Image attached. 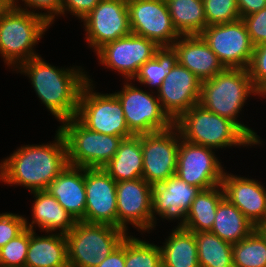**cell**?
Listing matches in <instances>:
<instances>
[{
	"label": "cell",
	"instance_id": "cell-1",
	"mask_svg": "<svg viewBox=\"0 0 266 267\" xmlns=\"http://www.w3.org/2000/svg\"><path fill=\"white\" fill-rule=\"evenodd\" d=\"M0 163L4 183L26 187L30 192L46 190L68 165L64 136L57 129L54 142L21 146Z\"/></svg>",
	"mask_w": 266,
	"mask_h": 267
},
{
	"label": "cell",
	"instance_id": "cell-2",
	"mask_svg": "<svg viewBox=\"0 0 266 267\" xmlns=\"http://www.w3.org/2000/svg\"><path fill=\"white\" fill-rule=\"evenodd\" d=\"M76 67L58 69L37 56L23 62L15 71L30 78L39 100L59 122H63L76 117L79 95L88 81V74L80 66Z\"/></svg>",
	"mask_w": 266,
	"mask_h": 267
},
{
	"label": "cell",
	"instance_id": "cell-3",
	"mask_svg": "<svg viewBox=\"0 0 266 267\" xmlns=\"http://www.w3.org/2000/svg\"><path fill=\"white\" fill-rule=\"evenodd\" d=\"M251 94L259 91L253 86L248 69L225 68L210 79L201 82L199 103L203 108L234 121L256 144L261 138L248 126L237 120L238 113ZM260 138V139H259Z\"/></svg>",
	"mask_w": 266,
	"mask_h": 267
},
{
	"label": "cell",
	"instance_id": "cell-4",
	"mask_svg": "<svg viewBox=\"0 0 266 267\" xmlns=\"http://www.w3.org/2000/svg\"><path fill=\"white\" fill-rule=\"evenodd\" d=\"M174 126L181 139L214 150L257 145L234 121L212 113L200 104L182 114Z\"/></svg>",
	"mask_w": 266,
	"mask_h": 267
},
{
	"label": "cell",
	"instance_id": "cell-5",
	"mask_svg": "<svg viewBox=\"0 0 266 267\" xmlns=\"http://www.w3.org/2000/svg\"><path fill=\"white\" fill-rule=\"evenodd\" d=\"M49 26L41 16L11 4L0 16V54L4 63L16 69L23 62L40 56L33 48Z\"/></svg>",
	"mask_w": 266,
	"mask_h": 267
},
{
	"label": "cell",
	"instance_id": "cell-6",
	"mask_svg": "<svg viewBox=\"0 0 266 267\" xmlns=\"http://www.w3.org/2000/svg\"><path fill=\"white\" fill-rule=\"evenodd\" d=\"M127 235L112 225L76 221L66 234L69 267L98 266Z\"/></svg>",
	"mask_w": 266,
	"mask_h": 267
},
{
	"label": "cell",
	"instance_id": "cell-7",
	"mask_svg": "<svg viewBox=\"0 0 266 267\" xmlns=\"http://www.w3.org/2000/svg\"><path fill=\"white\" fill-rule=\"evenodd\" d=\"M58 127L67 147L68 164L82 168H103L116 154L123 137L86 128L76 117Z\"/></svg>",
	"mask_w": 266,
	"mask_h": 267
},
{
	"label": "cell",
	"instance_id": "cell-8",
	"mask_svg": "<svg viewBox=\"0 0 266 267\" xmlns=\"http://www.w3.org/2000/svg\"><path fill=\"white\" fill-rule=\"evenodd\" d=\"M83 85L76 118L88 129L102 134L128 138L129 131L121 103L113 93L95 92L93 81ZM94 91V92H93Z\"/></svg>",
	"mask_w": 266,
	"mask_h": 267
},
{
	"label": "cell",
	"instance_id": "cell-9",
	"mask_svg": "<svg viewBox=\"0 0 266 267\" xmlns=\"http://www.w3.org/2000/svg\"><path fill=\"white\" fill-rule=\"evenodd\" d=\"M128 80L114 92L121 103L127 127L133 135L151 134L170 129L174 122L164 112L156 92H144Z\"/></svg>",
	"mask_w": 266,
	"mask_h": 267
},
{
	"label": "cell",
	"instance_id": "cell-10",
	"mask_svg": "<svg viewBox=\"0 0 266 267\" xmlns=\"http://www.w3.org/2000/svg\"><path fill=\"white\" fill-rule=\"evenodd\" d=\"M224 68L248 69L254 45L242 19L207 26L200 34Z\"/></svg>",
	"mask_w": 266,
	"mask_h": 267
},
{
	"label": "cell",
	"instance_id": "cell-11",
	"mask_svg": "<svg viewBox=\"0 0 266 267\" xmlns=\"http://www.w3.org/2000/svg\"><path fill=\"white\" fill-rule=\"evenodd\" d=\"M127 7L131 33L154 41L162 49H170L181 36L165 0H127Z\"/></svg>",
	"mask_w": 266,
	"mask_h": 267
},
{
	"label": "cell",
	"instance_id": "cell-12",
	"mask_svg": "<svg viewBox=\"0 0 266 267\" xmlns=\"http://www.w3.org/2000/svg\"><path fill=\"white\" fill-rule=\"evenodd\" d=\"M180 140L181 135L174 125L165 131L141 135L142 178L148 184L153 186L176 175Z\"/></svg>",
	"mask_w": 266,
	"mask_h": 267
},
{
	"label": "cell",
	"instance_id": "cell-13",
	"mask_svg": "<svg viewBox=\"0 0 266 267\" xmlns=\"http://www.w3.org/2000/svg\"><path fill=\"white\" fill-rule=\"evenodd\" d=\"M161 50L154 41L130 33L105 44L96 54L102 65L121 73L126 81H131L140 67L152 60Z\"/></svg>",
	"mask_w": 266,
	"mask_h": 267
},
{
	"label": "cell",
	"instance_id": "cell-14",
	"mask_svg": "<svg viewBox=\"0 0 266 267\" xmlns=\"http://www.w3.org/2000/svg\"><path fill=\"white\" fill-rule=\"evenodd\" d=\"M81 21L86 41L95 53L105 44L131 33L127 0H101Z\"/></svg>",
	"mask_w": 266,
	"mask_h": 267
},
{
	"label": "cell",
	"instance_id": "cell-15",
	"mask_svg": "<svg viewBox=\"0 0 266 267\" xmlns=\"http://www.w3.org/2000/svg\"><path fill=\"white\" fill-rule=\"evenodd\" d=\"M212 148L180 140L176 176L202 190L220 185L225 173Z\"/></svg>",
	"mask_w": 266,
	"mask_h": 267
},
{
	"label": "cell",
	"instance_id": "cell-16",
	"mask_svg": "<svg viewBox=\"0 0 266 267\" xmlns=\"http://www.w3.org/2000/svg\"><path fill=\"white\" fill-rule=\"evenodd\" d=\"M152 187L143 178L116 183L118 228L126 233L127 224L142 232L154 229Z\"/></svg>",
	"mask_w": 266,
	"mask_h": 267
},
{
	"label": "cell",
	"instance_id": "cell-17",
	"mask_svg": "<svg viewBox=\"0 0 266 267\" xmlns=\"http://www.w3.org/2000/svg\"><path fill=\"white\" fill-rule=\"evenodd\" d=\"M201 82L176 60L171 64L156 96L162 109L173 122L199 103Z\"/></svg>",
	"mask_w": 266,
	"mask_h": 267
},
{
	"label": "cell",
	"instance_id": "cell-18",
	"mask_svg": "<svg viewBox=\"0 0 266 267\" xmlns=\"http://www.w3.org/2000/svg\"><path fill=\"white\" fill-rule=\"evenodd\" d=\"M116 181L103 168H85L83 222L118 227Z\"/></svg>",
	"mask_w": 266,
	"mask_h": 267
},
{
	"label": "cell",
	"instance_id": "cell-19",
	"mask_svg": "<svg viewBox=\"0 0 266 267\" xmlns=\"http://www.w3.org/2000/svg\"><path fill=\"white\" fill-rule=\"evenodd\" d=\"M201 188L189 185L178 176L173 175L162 183L152 187V219L156 226L155 213L166 220H178L177 227L185 224L187 212Z\"/></svg>",
	"mask_w": 266,
	"mask_h": 267
},
{
	"label": "cell",
	"instance_id": "cell-20",
	"mask_svg": "<svg viewBox=\"0 0 266 267\" xmlns=\"http://www.w3.org/2000/svg\"><path fill=\"white\" fill-rule=\"evenodd\" d=\"M224 197L235 205L256 227L266 214V188L255 179L224 173Z\"/></svg>",
	"mask_w": 266,
	"mask_h": 267
},
{
	"label": "cell",
	"instance_id": "cell-21",
	"mask_svg": "<svg viewBox=\"0 0 266 267\" xmlns=\"http://www.w3.org/2000/svg\"><path fill=\"white\" fill-rule=\"evenodd\" d=\"M169 50L181 66L201 81L210 79L225 69L200 35H181Z\"/></svg>",
	"mask_w": 266,
	"mask_h": 267
},
{
	"label": "cell",
	"instance_id": "cell-22",
	"mask_svg": "<svg viewBox=\"0 0 266 267\" xmlns=\"http://www.w3.org/2000/svg\"><path fill=\"white\" fill-rule=\"evenodd\" d=\"M76 220L85 216V168L68 164L46 189Z\"/></svg>",
	"mask_w": 266,
	"mask_h": 267
},
{
	"label": "cell",
	"instance_id": "cell-23",
	"mask_svg": "<svg viewBox=\"0 0 266 267\" xmlns=\"http://www.w3.org/2000/svg\"><path fill=\"white\" fill-rule=\"evenodd\" d=\"M34 203L32 207V222L28 224L25 219V228L34 231V224H37L46 233L66 235L74 227L76 220L57 202L47 190L33 191Z\"/></svg>",
	"mask_w": 266,
	"mask_h": 267
},
{
	"label": "cell",
	"instance_id": "cell-24",
	"mask_svg": "<svg viewBox=\"0 0 266 267\" xmlns=\"http://www.w3.org/2000/svg\"><path fill=\"white\" fill-rule=\"evenodd\" d=\"M35 231L30 230L25 267H69L66 235L36 236Z\"/></svg>",
	"mask_w": 266,
	"mask_h": 267
},
{
	"label": "cell",
	"instance_id": "cell-25",
	"mask_svg": "<svg viewBox=\"0 0 266 267\" xmlns=\"http://www.w3.org/2000/svg\"><path fill=\"white\" fill-rule=\"evenodd\" d=\"M103 169L116 182L142 178L143 154L141 135L123 138L116 154Z\"/></svg>",
	"mask_w": 266,
	"mask_h": 267
},
{
	"label": "cell",
	"instance_id": "cell-26",
	"mask_svg": "<svg viewBox=\"0 0 266 267\" xmlns=\"http://www.w3.org/2000/svg\"><path fill=\"white\" fill-rule=\"evenodd\" d=\"M255 229L256 226L226 197L220 200L210 232L234 244L248 237Z\"/></svg>",
	"mask_w": 266,
	"mask_h": 267
},
{
	"label": "cell",
	"instance_id": "cell-27",
	"mask_svg": "<svg viewBox=\"0 0 266 267\" xmlns=\"http://www.w3.org/2000/svg\"><path fill=\"white\" fill-rule=\"evenodd\" d=\"M160 246L162 267H200L195 233L176 227Z\"/></svg>",
	"mask_w": 266,
	"mask_h": 267
},
{
	"label": "cell",
	"instance_id": "cell-28",
	"mask_svg": "<svg viewBox=\"0 0 266 267\" xmlns=\"http://www.w3.org/2000/svg\"><path fill=\"white\" fill-rule=\"evenodd\" d=\"M223 197L224 190L221 184L201 190L193 200L182 227L194 233L211 231L216 209Z\"/></svg>",
	"mask_w": 266,
	"mask_h": 267
},
{
	"label": "cell",
	"instance_id": "cell-29",
	"mask_svg": "<svg viewBox=\"0 0 266 267\" xmlns=\"http://www.w3.org/2000/svg\"><path fill=\"white\" fill-rule=\"evenodd\" d=\"M173 25L181 35H199L206 27L203 0H165Z\"/></svg>",
	"mask_w": 266,
	"mask_h": 267
},
{
	"label": "cell",
	"instance_id": "cell-30",
	"mask_svg": "<svg viewBox=\"0 0 266 267\" xmlns=\"http://www.w3.org/2000/svg\"><path fill=\"white\" fill-rule=\"evenodd\" d=\"M200 267H234L232 244L214 233L195 232Z\"/></svg>",
	"mask_w": 266,
	"mask_h": 267
},
{
	"label": "cell",
	"instance_id": "cell-31",
	"mask_svg": "<svg viewBox=\"0 0 266 267\" xmlns=\"http://www.w3.org/2000/svg\"><path fill=\"white\" fill-rule=\"evenodd\" d=\"M232 253L234 267H266V239L257 229L232 244Z\"/></svg>",
	"mask_w": 266,
	"mask_h": 267
},
{
	"label": "cell",
	"instance_id": "cell-32",
	"mask_svg": "<svg viewBox=\"0 0 266 267\" xmlns=\"http://www.w3.org/2000/svg\"><path fill=\"white\" fill-rule=\"evenodd\" d=\"M125 267H162L160 246L127 235Z\"/></svg>",
	"mask_w": 266,
	"mask_h": 267
},
{
	"label": "cell",
	"instance_id": "cell-33",
	"mask_svg": "<svg viewBox=\"0 0 266 267\" xmlns=\"http://www.w3.org/2000/svg\"><path fill=\"white\" fill-rule=\"evenodd\" d=\"M174 61V54L169 49H162L152 60L140 67L133 80L137 79L140 84L156 87L155 89L158 90Z\"/></svg>",
	"mask_w": 266,
	"mask_h": 267
},
{
	"label": "cell",
	"instance_id": "cell-34",
	"mask_svg": "<svg viewBox=\"0 0 266 267\" xmlns=\"http://www.w3.org/2000/svg\"><path fill=\"white\" fill-rule=\"evenodd\" d=\"M29 242L30 229L25 228L0 248V267H25Z\"/></svg>",
	"mask_w": 266,
	"mask_h": 267
},
{
	"label": "cell",
	"instance_id": "cell-35",
	"mask_svg": "<svg viewBox=\"0 0 266 267\" xmlns=\"http://www.w3.org/2000/svg\"><path fill=\"white\" fill-rule=\"evenodd\" d=\"M207 26L241 19L237 0H203Z\"/></svg>",
	"mask_w": 266,
	"mask_h": 267
},
{
	"label": "cell",
	"instance_id": "cell-36",
	"mask_svg": "<svg viewBox=\"0 0 266 267\" xmlns=\"http://www.w3.org/2000/svg\"><path fill=\"white\" fill-rule=\"evenodd\" d=\"M248 72L253 86L260 91L266 85V43L254 46Z\"/></svg>",
	"mask_w": 266,
	"mask_h": 267
},
{
	"label": "cell",
	"instance_id": "cell-37",
	"mask_svg": "<svg viewBox=\"0 0 266 267\" xmlns=\"http://www.w3.org/2000/svg\"><path fill=\"white\" fill-rule=\"evenodd\" d=\"M18 1L19 0H12V5L20 10L28 11L41 16L49 25L55 21V16L61 15V0H22L24 5L26 4L24 8L18 4ZM26 7H29L30 10ZM31 8L33 9L32 11ZM34 9H44L47 11V13H35Z\"/></svg>",
	"mask_w": 266,
	"mask_h": 267
},
{
	"label": "cell",
	"instance_id": "cell-38",
	"mask_svg": "<svg viewBox=\"0 0 266 267\" xmlns=\"http://www.w3.org/2000/svg\"><path fill=\"white\" fill-rule=\"evenodd\" d=\"M25 217L13 213L0 214V248L25 229Z\"/></svg>",
	"mask_w": 266,
	"mask_h": 267
},
{
	"label": "cell",
	"instance_id": "cell-39",
	"mask_svg": "<svg viewBox=\"0 0 266 267\" xmlns=\"http://www.w3.org/2000/svg\"><path fill=\"white\" fill-rule=\"evenodd\" d=\"M250 40L254 46L266 43V7L251 15L244 16Z\"/></svg>",
	"mask_w": 266,
	"mask_h": 267
},
{
	"label": "cell",
	"instance_id": "cell-40",
	"mask_svg": "<svg viewBox=\"0 0 266 267\" xmlns=\"http://www.w3.org/2000/svg\"><path fill=\"white\" fill-rule=\"evenodd\" d=\"M101 0H61V15L69 11L83 20Z\"/></svg>",
	"mask_w": 266,
	"mask_h": 267
},
{
	"label": "cell",
	"instance_id": "cell-41",
	"mask_svg": "<svg viewBox=\"0 0 266 267\" xmlns=\"http://www.w3.org/2000/svg\"><path fill=\"white\" fill-rule=\"evenodd\" d=\"M96 267H125V239Z\"/></svg>",
	"mask_w": 266,
	"mask_h": 267
},
{
	"label": "cell",
	"instance_id": "cell-42",
	"mask_svg": "<svg viewBox=\"0 0 266 267\" xmlns=\"http://www.w3.org/2000/svg\"><path fill=\"white\" fill-rule=\"evenodd\" d=\"M241 19L244 16L259 12L266 7V0H237Z\"/></svg>",
	"mask_w": 266,
	"mask_h": 267
},
{
	"label": "cell",
	"instance_id": "cell-43",
	"mask_svg": "<svg viewBox=\"0 0 266 267\" xmlns=\"http://www.w3.org/2000/svg\"><path fill=\"white\" fill-rule=\"evenodd\" d=\"M12 0H0V16L11 6Z\"/></svg>",
	"mask_w": 266,
	"mask_h": 267
},
{
	"label": "cell",
	"instance_id": "cell-44",
	"mask_svg": "<svg viewBox=\"0 0 266 267\" xmlns=\"http://www.w3.org/2000/svg\"><path fill=\"white\" fill-rule=\"evenodd\" d=\"M256 229L263 235L266 239V225H258Z\"/></svg>",
	"mask_w": 266,
	"mask_h": 267
},
{
	"label": "cell",
	"instance_id": "cell-45",
	"mask_svg": "<svg viewBox=\"0 0 266 267\" xmlns=\"http://www.w3.org/2000/svg\"><path fill=\"white\" fill-rule=\"evenodd\" d=\"M261 96V97H263V96H266V85L259 91V94H258V96Z\"/></svg>",
	"mask_w": 266,
	"mask_h": 267
},
{
	"label": "cell",
	"instance_id": "cell-46",
	"mask_svg": "<svg viewBox=\"0 0 266 267\" xmlns=\"http://www.w3.org/2000/svg\"><path fill=\"white\" fill-rule=\"evenodd\" d=\"M260 225H266V214H265V218H264L263 222Z\"/></svg>",
	"mask_w": 266,
	"mask_h": 267
}]
</instances>
